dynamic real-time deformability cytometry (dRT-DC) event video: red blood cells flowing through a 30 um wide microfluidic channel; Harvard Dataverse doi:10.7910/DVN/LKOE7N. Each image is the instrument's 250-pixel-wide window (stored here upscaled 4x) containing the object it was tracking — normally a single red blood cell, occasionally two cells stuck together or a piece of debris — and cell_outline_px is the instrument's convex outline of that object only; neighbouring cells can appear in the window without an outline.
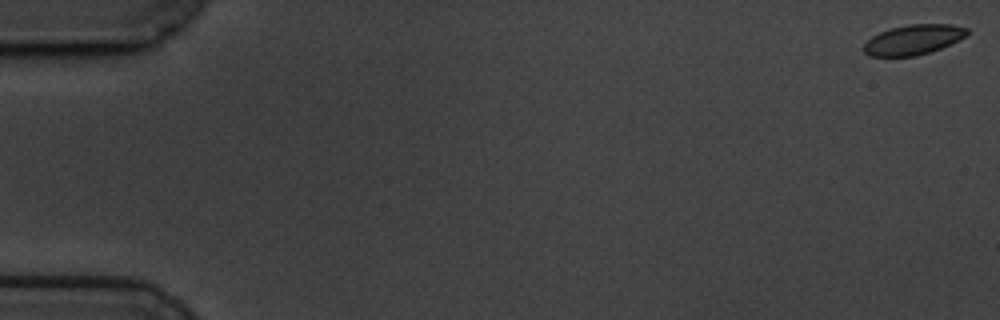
{"species": "common noctule bat (a hibernating species)", "species_latin": "Nyctalus noctula", "temperature_condition": "cold", "stored_images_in_passage": 19, "camera_frame_rate_fps": 3000, "um_per_image_px": 0.085, "animal": {"sex": "male", "body_mass_g": 19.5, "forearm_length_mm": 54.6}, "frame": {"image": 1, "passage_image": 1, "time_ms": 0.0, "image_size_px": [1000, 320], "cell_outline_px": [[968, 32], [964, 36], [940, 48], [916, 56], [868, 56], [864, 52], [864, 44], [872, 36], [880, 32], [892, 28], [908, 24], [952, 24], [968, 28]], "centroid_in_image_um": [77.6, 3.37], "position_along_channel_um": 7.4, "area_um2": 17.74}}
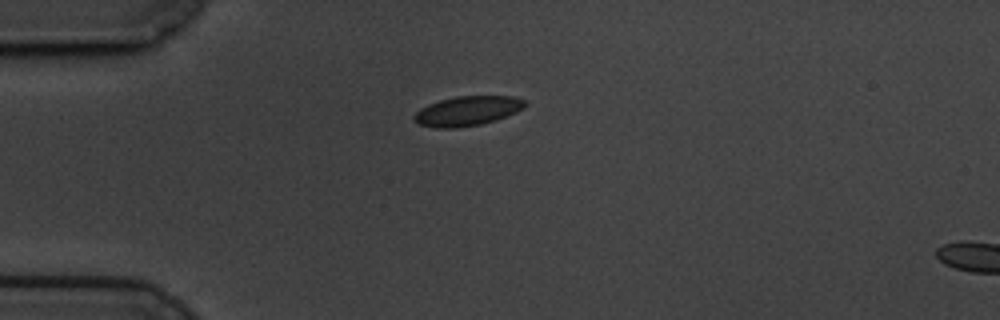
{"frame": {"image": 2, "passage_image": 16, "time_ms": 5.0, "image_size_px": [1000, 320], "cell_outline_px": [[528, 104], [524, 108], [516, 112], [496, 120], [480, 124], [456, 128], [436, 128], [420, 124], [412, 120], [412, 116], [420, 108], [428, 104], [440, 100], [456, 96], [516, 96], [524, 100]], "centroid_in_image_um": [39.73, 9.42], "position_along_channel_um": 45.3, "area_um2": 19.25}}